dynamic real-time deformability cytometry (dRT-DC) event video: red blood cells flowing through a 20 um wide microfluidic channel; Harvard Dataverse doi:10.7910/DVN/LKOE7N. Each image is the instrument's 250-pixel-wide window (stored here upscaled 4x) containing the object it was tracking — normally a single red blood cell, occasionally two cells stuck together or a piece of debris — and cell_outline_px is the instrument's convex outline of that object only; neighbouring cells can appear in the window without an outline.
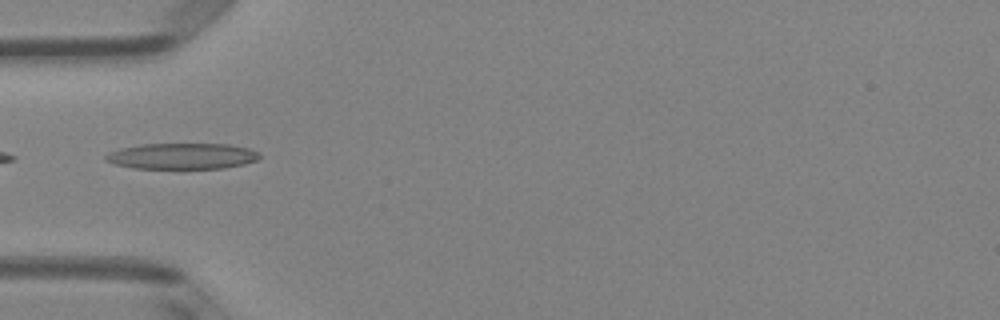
{"species": "Egyptian fruit bat (a non-hibernating species)", "species_latin": "Rousettus aegyptiacus", "temperature_condition": "room temperature", "stored_images_in_passage": 34, "camera_frame_rate_fps": 3000, "um_per_image_px": 0.085, "animal": {"sex": "female"}, "frame": {"image": 1, "passage_image": 1, "time_ms": 0.0, "image_size_px": [1000, 320], "cell_outline_px": [[260, 156], [256, 160], [244, 164], [224, 168], [132, 168], [116, 164], [104, 160], [104, 156], [108, 152], [120, 148], [140, 144], [228, 144], [248, 148], [256, 152]], "centroid_in_image_um": [15.43, 13.26], "position_along_channel_um": 69.6, "area_um2": 23.18}}
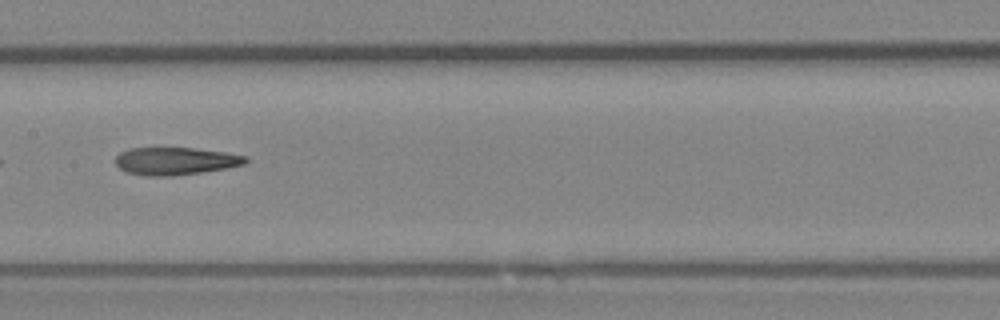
{"frame": {"image": 2, "passage_image": 10, "time_ms": 3.0, "image_size_px": [1000, 320], "cell_outline_px": [[248, 160], [244, 164], [224, 168], [200, 172], [172, 176], [144, 176], [128, 172], [120, 168], [116, 164], [116, 156], [120, 152], [128, 148], [192, 148], [224, 152], [248, 156]], "centroid_in_image_um": [14.89, 13.68], "position_along_channel_um": 192.5, "area_um2": 20.75}}
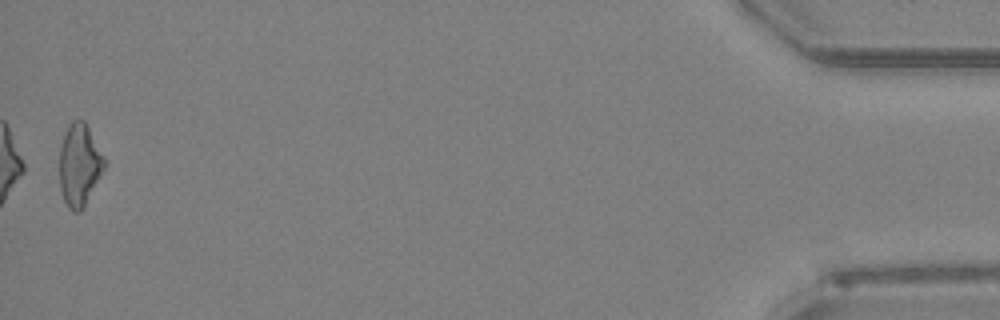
{"frame": {"image": 3, "passage_image": 34, "time_ms": 11.0, "image_size_px": [1000, 320], "cell_outline_px": [[104, 168], [100, 176], [80, 212], [72, 212], [68, 208], [64, 200], [60, 188], [60, 148], [64, 136], [72, 120], [84, 120], [104, 156]], "centroid_in_image_um": [6.74, 14.03], "position_along_channel_um": 428.5, "area_um2": 20.98}, "authors_computed_cell_mechanics": {"area_um2": 21.1548, "velocity_mm_per_s": 4.1002, "shape_relaxation_time_tau1_ms": null, "shape_relaxation_time_tau2_ms": 5.9889, "deformation_change_tau1": null, "deformation_change_tau2": 0.1913}}